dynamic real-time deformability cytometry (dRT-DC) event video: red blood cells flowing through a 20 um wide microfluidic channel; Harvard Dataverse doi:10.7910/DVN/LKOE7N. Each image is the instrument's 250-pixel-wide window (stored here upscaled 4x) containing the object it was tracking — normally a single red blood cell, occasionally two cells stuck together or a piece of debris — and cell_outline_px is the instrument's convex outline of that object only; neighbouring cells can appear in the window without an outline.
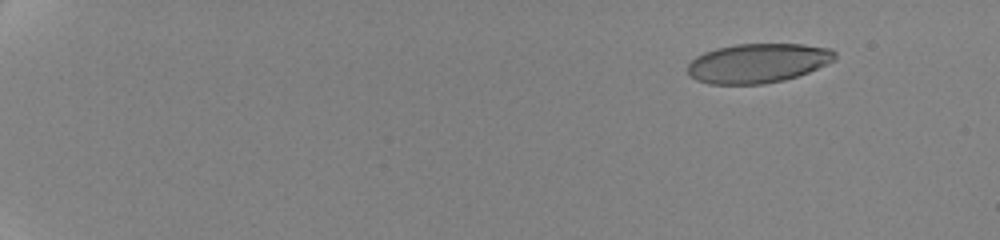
{"species": "human", "species_latin": "Homo sapiens", "temperature_condition": "cold", "stored_images_in_passage": 8, "camera_frame_rate_fps": 3000, "um_per_image_px": 0.085, "donor": {"sex": "female"}, "frame": {"image": 1, "passage_image": 3, "time_ms": 2.333, "image_size_px": [1000, 240], "cell_outline_px": [[836, 60], [808, 72], [784, 80], [764, 84], [708, 84], [696, 80], [688, 72], [688, 64], [696, 56], [704, 52], [716, 48], [736, 44], [804, 44], [832, 48], [836, 52]], "centroid_in_image_um": [64.44, 5.36], "position_along_channel_um": 20.6, "area_um2": 33.93}}
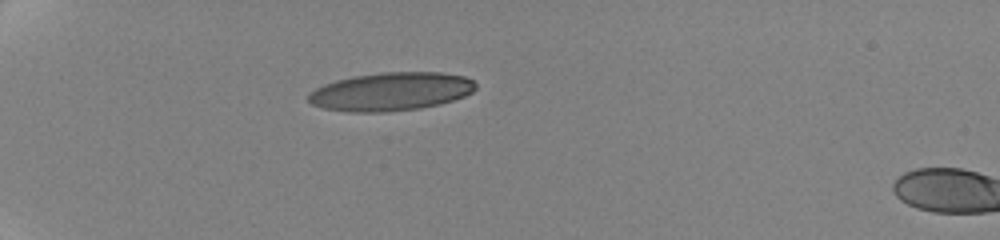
{"frame": {"image": 2, "passage_image": 7, "time_ms": 6.667, "image_size_px": [1000, 240], "cell_outline_px": [[476, 88], [472, 92], [464, 96], [440, 104], [420, 108], [388, 112], [348, 112], [324, 108], [312, 104], [308, 100], [308, 92], [324, 84], [336, 80], [352, 76], [384, 72], [440, 72], [464, 76], [472, 80], [476, 84]], "centroid_in_image_um": [33.21, 7.78], "position_along_channel_um": 51.8, "area_um2": 37.45}}